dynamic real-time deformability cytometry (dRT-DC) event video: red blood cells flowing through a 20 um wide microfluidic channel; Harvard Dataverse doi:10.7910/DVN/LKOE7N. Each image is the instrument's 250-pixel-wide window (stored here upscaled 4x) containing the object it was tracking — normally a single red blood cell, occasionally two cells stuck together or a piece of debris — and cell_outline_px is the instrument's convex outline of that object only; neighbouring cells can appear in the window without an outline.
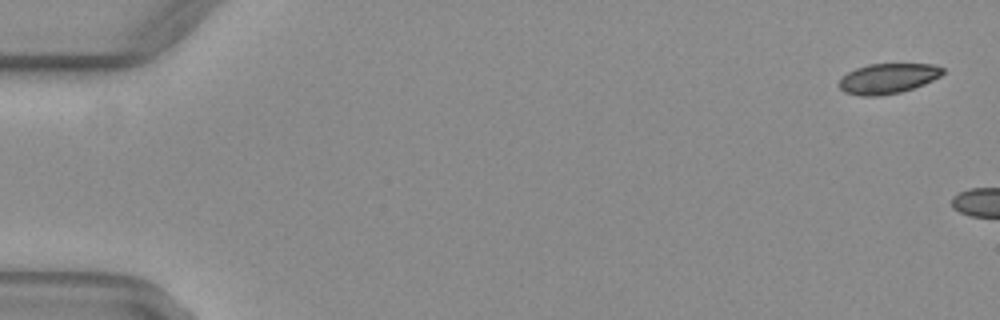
{"species": "common noctule bat (a hibernating species)", "species_latin": "Nyctalus noctula", "temperature_condition": "warm", "stored_images_in_passage": 5, "camera_frame_rate_fps": 3000, "um_per_image_px": 0.085, "animal": {"sex": "female", "body_mass_g": 29.2, "forearm_length_mm": 56.3}, "frame": {"image": 1, "passage_image": 2, "time_ms": 0.333, "image_size_px": [1000, 320], "cell_outline_px": [[944, 72], [940, 76], [924, 84], [900, 92], [876, 96], [860, 96], [844, 92], [840, 88], [840, 80], [848, 72], [856, 68], [868, 64], [932, 64], [944, 68]], "centroid_in_image_um": [75.47, 6.67], "position_along_channel_um": 9.5, "area_um2": 18.03}}